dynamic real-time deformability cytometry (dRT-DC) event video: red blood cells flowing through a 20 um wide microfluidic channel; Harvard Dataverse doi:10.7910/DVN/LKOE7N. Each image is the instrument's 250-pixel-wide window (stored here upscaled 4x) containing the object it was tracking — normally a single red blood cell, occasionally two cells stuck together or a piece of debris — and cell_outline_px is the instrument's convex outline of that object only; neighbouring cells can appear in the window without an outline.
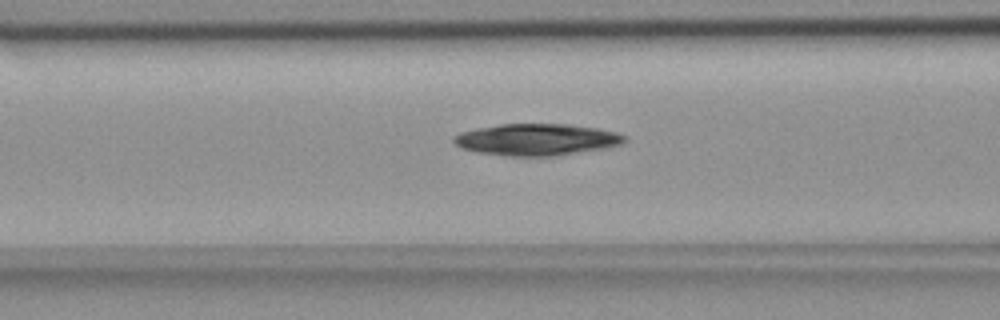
{"species": "common noctule bat (a hibernating species)", "species_latin": "Nyctalus noctula", "temperature_condition": "room temperature", "stored_images_in_passage": 50, "camera_frame_rate_fps": 3000, "um_per_image_px": 0.085, "animal": {"sex": "female", "body_mass_g": 18.4}, "frame": {"image": 1, "passage_image": 17, "time_ms": 5.333, "image_size_px": [1000, 320], "cell_outline_px": [[628, 140], [620, 144], [600, 148], [552, 156], [504, 156], [480, 152], [464, 148], [456, 144], [452, 140], [460, 132], [476, 128], [500, 124], [568, 124], [596, 128], [616, 132], [628, 136]], "centroid_in_image_um": [45.62, 11.85], "position_along_channel_um": 121.0, "area_um2": 31.15}}
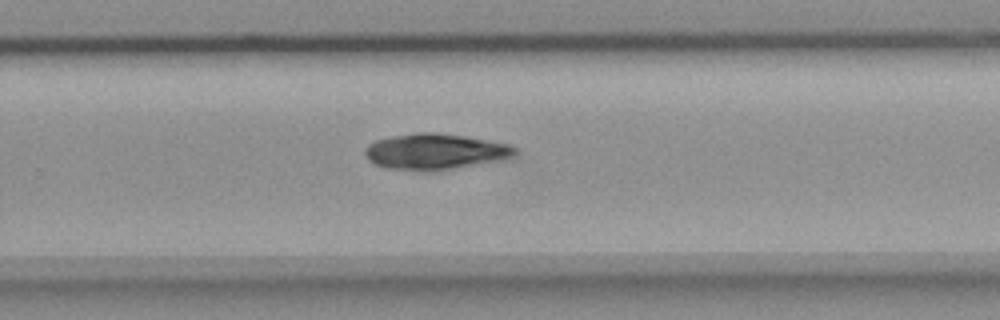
{"frame": {"image": 2, "passage_image": 31, "time_ms": 10.0, "image_size_px": [1000, 320], "cell_outline_px": [[516, 156], [500, 160], [428, 172], [384, 168], [368, 160], [364, 152], [364, 148], [368, 144], [376, 140], [392, 136], [416, 132], [436, 132], [464, 136], [508, 144], [516, 148]], "centroid_in_image_um": [36.94, 12.89], "position_along_channel_um": 292.9, "area_um2": 31.39}}
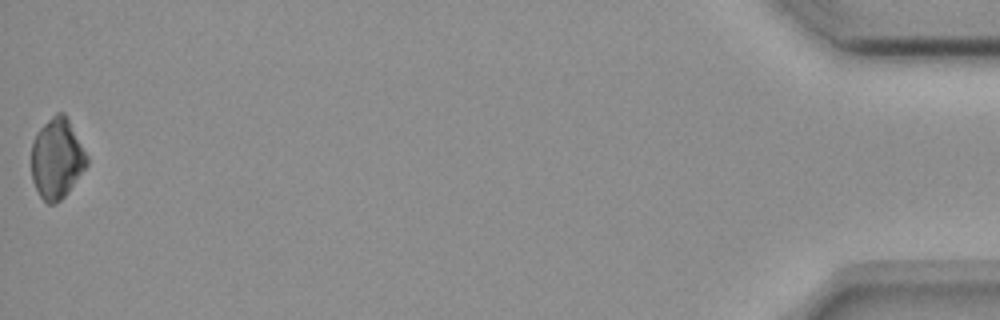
{"frame": {"image": 3, "passage_image": 50, "time_ms": 16.333, "image_size_px": [1000, 320], "cell_outline_px": [[88, 164], [68, 192], [56, 204], [48, 204], [40, 196], [32, 180], [32, 140], [36, 132], [56, 112], [64, 112], [88, 156]], "centroid_in_image_um": [4.83, 13.48], "position_along_channel_um": 430.4, "area_um2": 25.84}, "authors_computed_cell_mechanics": {"area_um2": 29.6514, "velocity_mm_per_s": 3.6943, "shape_relaxation_time_tau1_ms": 4.3822, "shape_relaxation_time_tau2_ms": null, "deformation_change_tau1": 0.1298, "deformation_change_tau2": null}}